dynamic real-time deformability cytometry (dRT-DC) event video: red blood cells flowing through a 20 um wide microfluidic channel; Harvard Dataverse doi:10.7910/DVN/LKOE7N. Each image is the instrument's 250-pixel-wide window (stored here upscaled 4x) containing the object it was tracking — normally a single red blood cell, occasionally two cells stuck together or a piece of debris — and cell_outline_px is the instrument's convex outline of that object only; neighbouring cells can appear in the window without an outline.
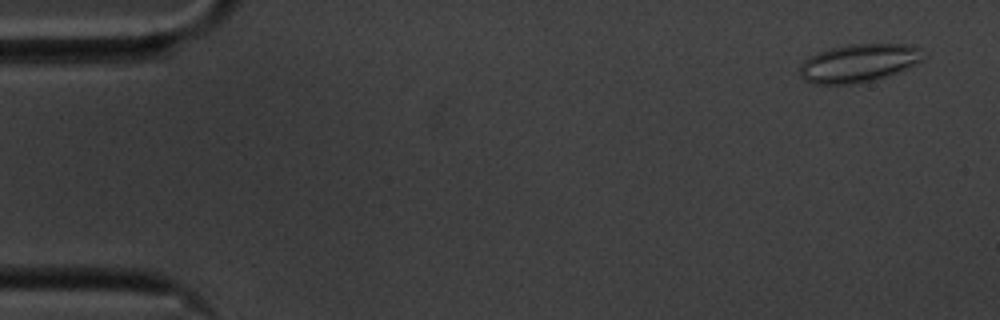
{"species": "common noctule bat (a hibernating species)", "species_latin": "Nyctalus noctula", "temperature_condition": "cold", "stored_images_in_passage": 57, "camera_frame_rate_fps": 3000, "um_per_image_px": 0.085, "animal": {"sex": "male", "body_mass_g": 20.1, "forearm_length_mm": 53.5}, "frame": {"image": 1, "passage_image": 3, "time_ms": 0.667, "image_size_px": [1000, 320], "cell_outline_px": [[928, 52], [920, 60], [896, 72], [884, 76], [856, 84], [812, 84], [804, 80], [800, 76], [800, 64], [804, 60], [816, 52], [828, 48], [848, 44], [908, 44], [920, 48]], "centroid_in_image_um": [72.93, 5.34], "position_along_channel_um": 12.1, "area_um2": 27.4}}
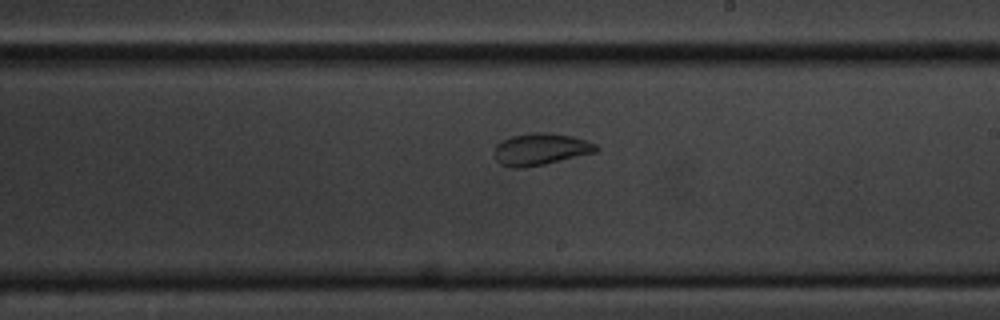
{"frame": {"image": 2, "passage_image": 33, "time_ms": 10.667, "image_size_px": [1000, 320], "cell_outline_px": [[600, 148], [596, 152], [544, 164], [520, 168], [512, 168], [500, 164], [496, 160], [496, 144], [500, 140], [512, 136], [532, 132], [548, 132], [572, 136], [596, 144]], "centroid_in_image_um": [45.94, 12.67], "position_along_channel_um": 243.1, "area_um2": 18.84}}
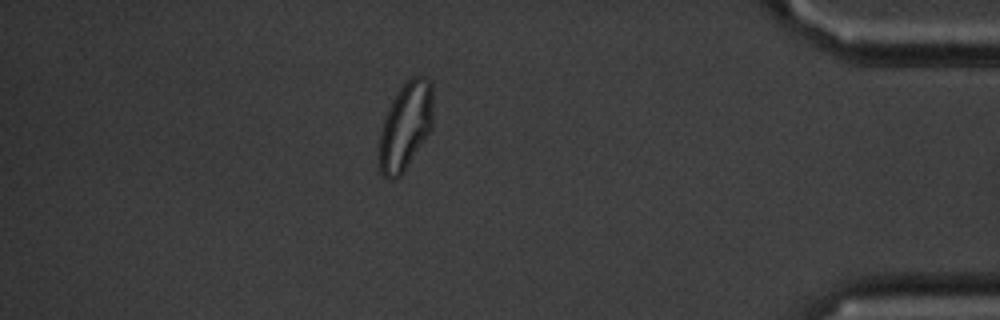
{"frame": {"image": 3, "passage_image": 50, "time_ms": 16.333, "image_size_px": [1000, 320], "cell_outline_px": [[432, 128], [404, 172], [400, 176], [392, 180], [388, 180], [380, 172], [380, 132], [388, 108], [392, 100], [400, 88], [412, 76], [424, 76], [432, 80]], "centroid_in_image_um": [34.49, 10.72], "position_along_channel_um": 400.7, "area_um2": 27.46}, "authors_computed_cell_mechanics": {"area_um2": 23.4668, "velocity_mm_per_s": 3.4832, "shape_relaxation_time_tau1_ms": null, "shape_relaxation_time_tau2_ms": 1.4248, "deformation_change_tau1": null, "deformation_change_tau2": 0.0677}}